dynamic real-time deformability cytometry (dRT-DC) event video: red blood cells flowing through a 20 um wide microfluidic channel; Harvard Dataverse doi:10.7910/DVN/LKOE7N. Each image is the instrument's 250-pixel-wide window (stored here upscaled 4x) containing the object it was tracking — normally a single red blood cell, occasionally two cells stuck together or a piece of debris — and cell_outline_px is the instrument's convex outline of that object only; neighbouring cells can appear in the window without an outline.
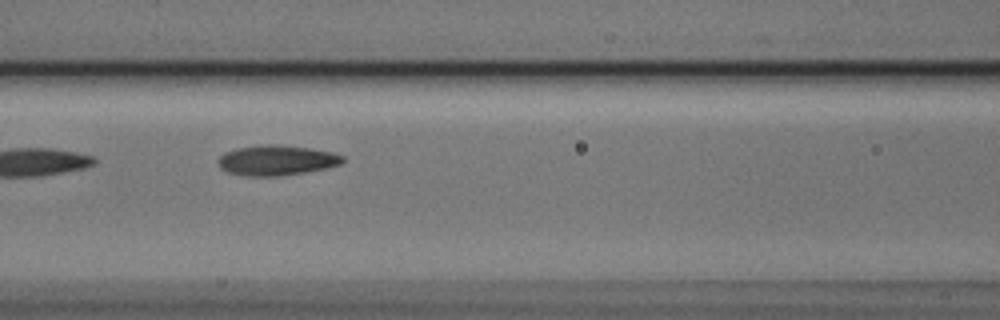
{"species": "Egyptian fruit bat (a non-hibernating species)", "species_latin": "Rousettus aegyptiacus", "temperature_condition": "cold", "stored_images_in_passage": 10, "camera_frame_rate_fps": 3000, "um_per_image_px": 0.085, "animal": {"sex": "male"}, "frame": {"image": 1, "passage_image": 6, "time_ms": 1.667, "image_size_px": [1000, 320], "cell_outline_px": [[344, 160], [340, 164], [324, 168], [304, 172], [276, 176], [248, 176], [228, 172], [220, 168], [216, 164], [216, 160], [224, 152], [236, 148], [264, 144], [272, 144], [312, 148], [332, 152], [344, 156]], "centroid_in_image_um": [23.46, 13.61], "position_along_channel_um": 143.1, "area_um2": 21.91}}
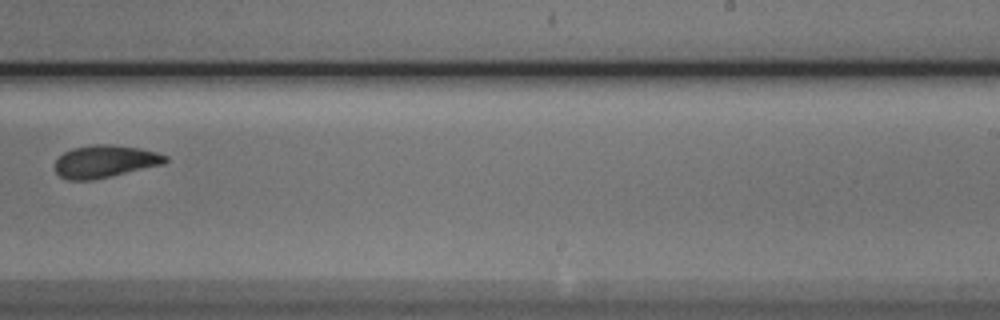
{"frame": {"image": 2, "passage_image": 9, "time_ms": 2.667, "image_size_px": [1000, 320], "cell_outline_px": [[168, 160], [164, 164], [112, 176], [92, 180], [68, 180], [60, 176], [56, 172], [56, 160], [64, 152], [72, 148], [92, 144], [112, 144], [140, 148], [156, 152], [168, 156]], "centroid_in_image_um": [8.94, 13.71], "position_along_channel_um": 280.1, "area_um2": 20.98}}
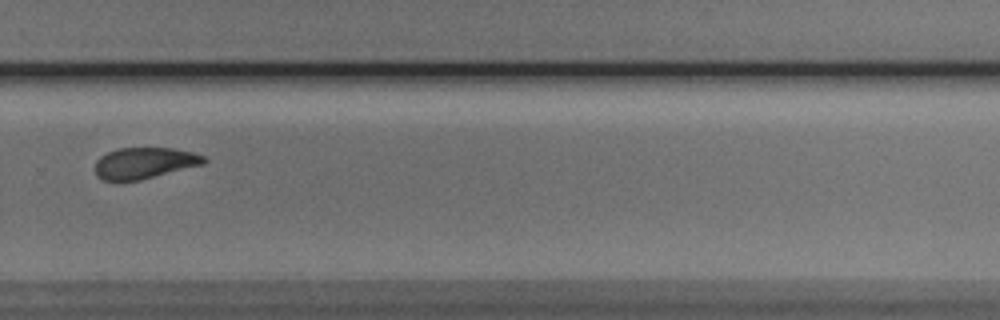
{"frame": {"image": 3, "passage_image": 10, "time_ms": 3.0, "image_size_px": [1000, 320], "cell_outline_px": [[208, 160], [204, 164], [140, 180], [104, 180], [96, 176], [96, 160], [100, 156], [108, 152], [120, 148], [172, 148], [192, 152], [204, 156]], "centroid_in_image_um": [12.29, 13.85], "position_along_channel_um": 317.5, "area_um2": 19.65}}